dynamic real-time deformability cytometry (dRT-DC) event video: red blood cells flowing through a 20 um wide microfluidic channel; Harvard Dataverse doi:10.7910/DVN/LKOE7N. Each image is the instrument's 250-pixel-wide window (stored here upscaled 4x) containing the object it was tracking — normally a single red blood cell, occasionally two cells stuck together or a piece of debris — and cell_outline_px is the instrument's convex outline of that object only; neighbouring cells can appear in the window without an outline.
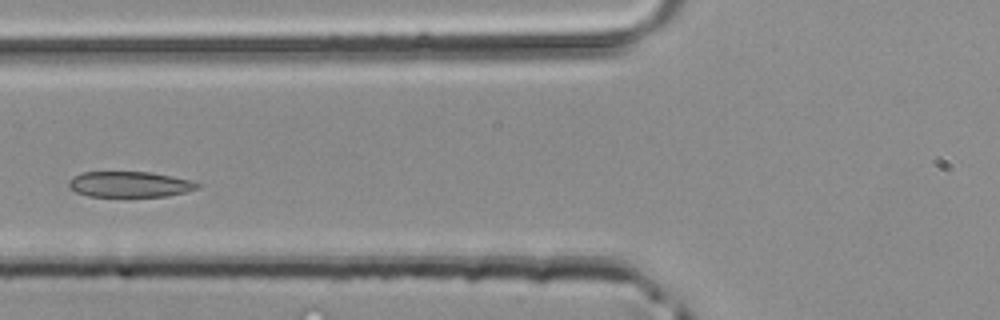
{"species": "common noctule bat (a hibernating species)", "species_latin": "Nyctalus noctula", "temperature_condition": "room temperature", "stored_images_in_passage": 38, "camera_frame_rate_fps": 3000, "um_per_image_px": 0.085, "animal": {"sex": "male", "body_mass_g": 20.4}, "frame": {"image": 1, "passage_image": 11, "time_ms": 3.333, "image_size_px": [1000, 320], "cell_outline_px": [[200, 184], [196, 188], [184, 192], [168, 196], [88, 196], [76, 192], [68, 184], [68, 180], [72, 176], [84, 172], [152, 172], [172, 176], [188, 180]], "centroid_in_image_um": [10.98, 15.66], "position_along_channel_um": 114.8, "area_um2": 19.02}}
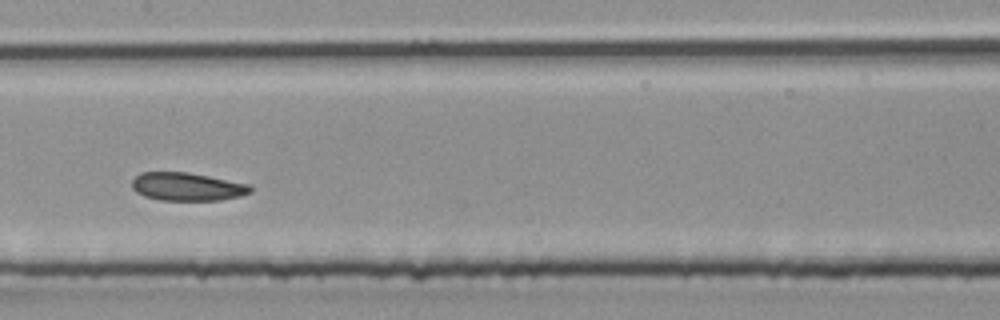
{"frame": {"image": 2, "passage_image": 16, "time_ms": 5.0, "image_size_px": [1000, 320], "cell_outline_px": [[252, 192], [240, 196], [220, 200], [160, 200], [144, 196], [136, 192], [132, 188], [132, 180], [140, 172], [188, 172], [248, 184], [252, 188]], "centroid_in_image_um": [15.88, 15.87], "position_along_channel_um": 191.5, "area_um2": 19.36}}
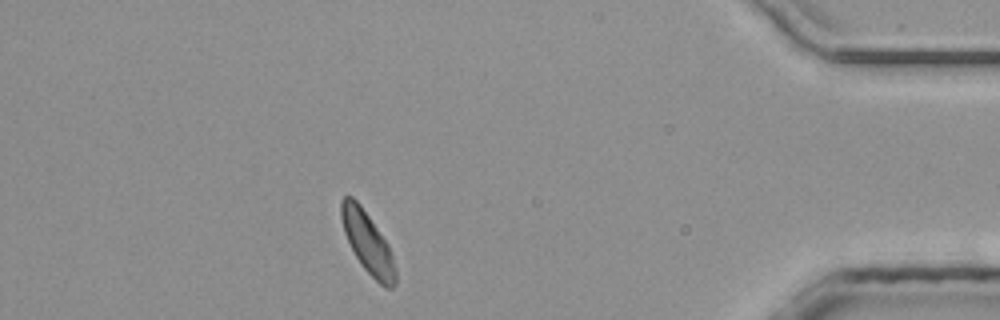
{"frame": {"image": 3, "passage_image": 33, "time_ms": 10.667, "image_size_px": [1000, 320], "cell_outline_px": [[396, 284], [392, 288], [384, 288], [360, 264], [344, 232], [340, 216], [340, 200], [344, 196], [352, 196], [360, 204], [388, 244], [396, 268]], "centroid_in_image_um": [31.25, 20.62], "position_along_channel_um": 404.0, "area_um2": 19.19}}